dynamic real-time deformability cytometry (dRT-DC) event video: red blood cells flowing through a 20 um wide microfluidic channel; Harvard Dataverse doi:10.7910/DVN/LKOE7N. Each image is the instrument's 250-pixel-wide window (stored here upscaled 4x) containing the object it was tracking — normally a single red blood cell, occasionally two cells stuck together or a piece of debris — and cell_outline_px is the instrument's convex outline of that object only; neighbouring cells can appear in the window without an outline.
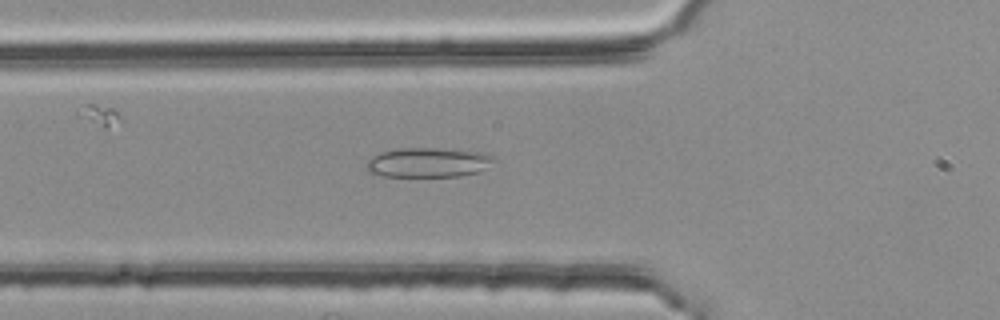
{"species": "common noctule bat (a hibernating species)", "species_latin": "Nyctalus noctula", "temperature_condition": "room temperature", "stored_images_in_passage": 38, "camera_frame_rate_fps": 3000, "um_per_image_px": 0.085, "animal": {"sex": "female", "body_mass_g": 25.1}, "frame": {"image": 1, "passage_image": 2, "time_ms": 0.333, "image_size_px": [1000, 320], "cell_outline_px": [[496, 160], [480, 172], [460, 176], [384, 176], [368, 172], [364, 168], [368, 160], [372, 156], [380, 152], [400, 148], [436, 148], [484, 152], [496, 156]], "centroid_in_image_um": [36.41, 13.8], "position_along_channel_um": 89.4, "area_um2": 22.25}}
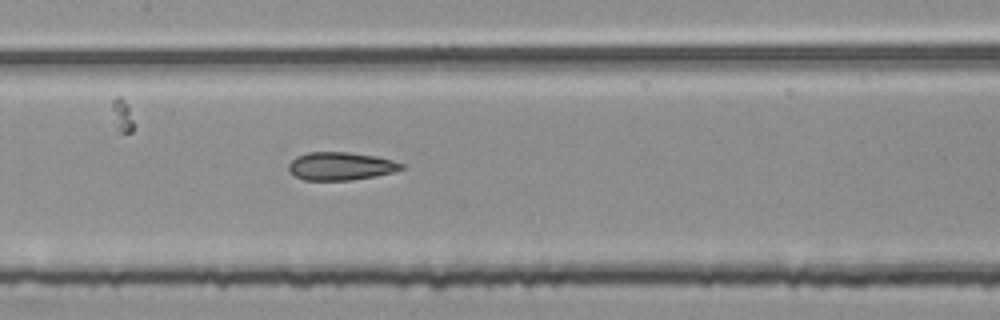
{"frame": {"image": 2, "passage_image": 9, "time_ms": 2.667, "image_size_px": [1000, 320], "cell_outline_px": [[404, 168], [396, 172], [376, 176], [352, 180], [304, 180], [296, 176], [288, 168], [288, 164], [296, 156], [308, 152], [348, 152], [376, 156], [392, 160], [404, 164]], "centroid_in_image_um": [28.99, 14.12], "position_along_channel_um": 178.4, "area_um2": 18.5}}
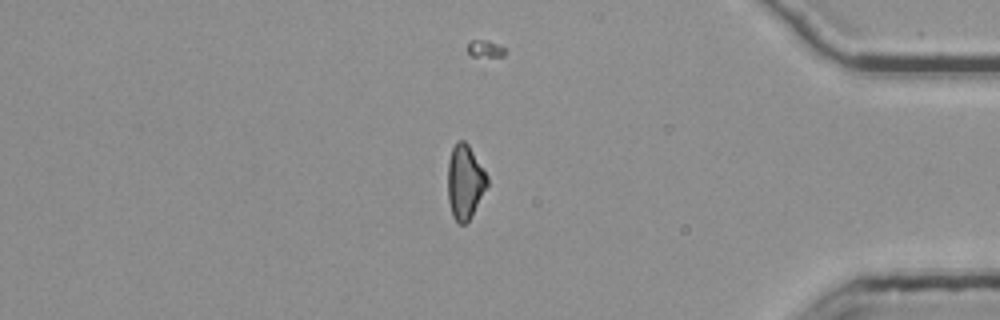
{"frame": {"image": 3, "passage_image": 29, "time_ms": 9.333, "image_size_px": [1000, 320], "cell_outline_px": [[488, 184], [472, 216], [464, 224], [460, 224], [452, 216], [448, 200], [448, 160], [452, 148], [456, 140], [464, 140], [468, 144], [488, 176]], "centroid_in_image_um": [39.51, 15.45], "position_along_channel_um": 395.7, "area_um2": 17.11}}